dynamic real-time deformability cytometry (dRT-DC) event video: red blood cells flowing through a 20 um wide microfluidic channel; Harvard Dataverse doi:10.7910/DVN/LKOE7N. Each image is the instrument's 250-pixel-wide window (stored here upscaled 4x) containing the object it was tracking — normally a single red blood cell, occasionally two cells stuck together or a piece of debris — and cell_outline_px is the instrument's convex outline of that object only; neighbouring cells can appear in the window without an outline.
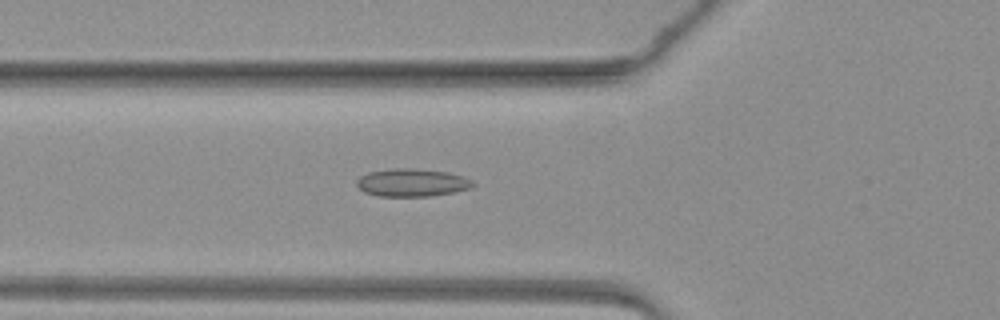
{"species": "common noctule bat (a hibernating species)", "species_latin": "Nyctalus noctula", "temperature_condition": "warm", "stored_images_in_passage": 47, "camera_frame_rate_fps": 3000, "um_per_image_px": 0.085, "animal": {"sex": "female", "body_mass_g": 19.3, "forearm_length_mm": 54.1}, "frame": {"image": 1, "passage_image": 17, "time_ms": 5.333, "image_size_px": [1000, 320], "cell_outline_px": [[476, 184], [472, 188], [456, 192], [432, 196], [380, 196], [364, 192], [356, 184], [356, 180], [360, 176], [368, 172], [392, 168], [412, 168], [448, 172], [472, 180]], "centroid_in_image_um": [35.03, 15.52], "position_along_channel_um": 90.8, "area_um2": 18.96}}
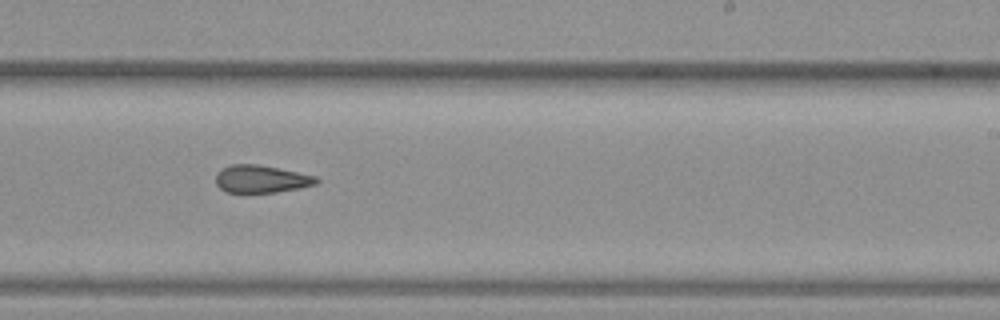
{"frame": {"image": 2, "passage_image": 29, "time_ms": 9.333, "image_size_px": [1000, 320], "cell_outline_px": [[320, 180], [316, 184], [300, 188], [276, 192], [224, 192], [216, 184], [216, 172], [220, 168], [232, 164], [256, 164], [316, 176]], "centroid_in_image_um": [22.17, 15.21], "position_along_channel_um": 266.8, "area_um2": 16.13}}
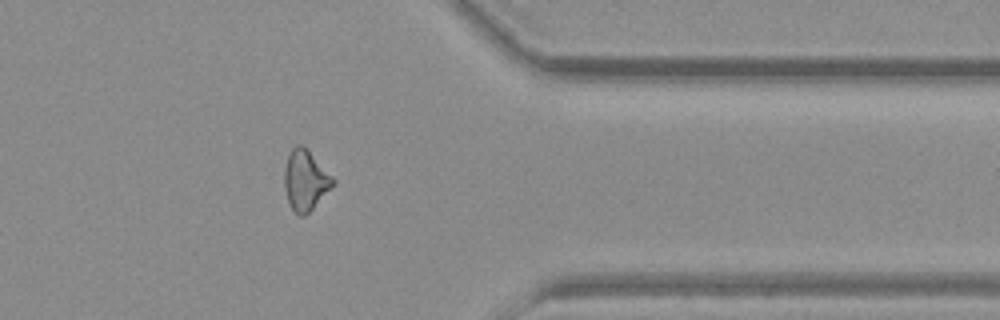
{"frame": {"image": 3, "passage_image": 38, "time_ms": 12.333, "image_size_px": [1000, 320], "cell_outline_px": [[336, 184], [304, 216], [300, 216], [288, 204], [284, 184], [284, 168], [288, 156], [292, 148], [296, 144], [300, 144], [336, 180]], "centroid_in_image_um": [25.95, 15.35], "position_along_channel_um": 385.5, "area_um2": 16.7}}